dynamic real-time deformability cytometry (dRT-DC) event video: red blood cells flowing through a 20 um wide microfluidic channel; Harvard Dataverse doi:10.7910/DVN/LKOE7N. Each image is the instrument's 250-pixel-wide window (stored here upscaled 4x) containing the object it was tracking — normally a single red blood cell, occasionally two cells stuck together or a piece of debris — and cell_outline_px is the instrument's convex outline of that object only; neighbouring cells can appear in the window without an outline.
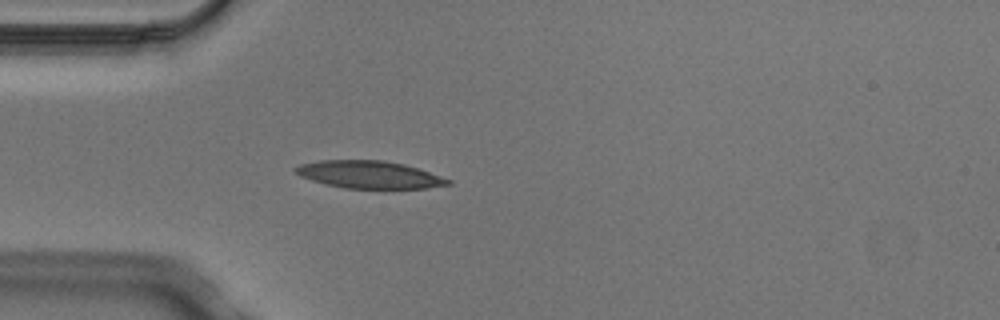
{"species": "Egyptian fruit bat (a non-hibernating species)", "species_latin": "Rousettus aegyptiacus", "temperature_condition": "cold", "stored_images_in_passage": 3, "camera_frame_rate_fps": 3000, "um_per_image_px": 0.085, "animal": {"sex": "male"}, "frame": {"image": 1, "passage_image": 3, "time_ms": 0.667, "image_size_px": [1000, 320], "cell_outline_px": [[452, 184], [428, 188], [344, 188], [324, 184], [300, 176], [292, 168], [300, 164], [320, 160], [384, 160], [404, 164], [452, 180]], "centroid_in_image_um": [31.36, 14.84], "position_along_channel_um": 53.6, "area_um2": 24.33}}